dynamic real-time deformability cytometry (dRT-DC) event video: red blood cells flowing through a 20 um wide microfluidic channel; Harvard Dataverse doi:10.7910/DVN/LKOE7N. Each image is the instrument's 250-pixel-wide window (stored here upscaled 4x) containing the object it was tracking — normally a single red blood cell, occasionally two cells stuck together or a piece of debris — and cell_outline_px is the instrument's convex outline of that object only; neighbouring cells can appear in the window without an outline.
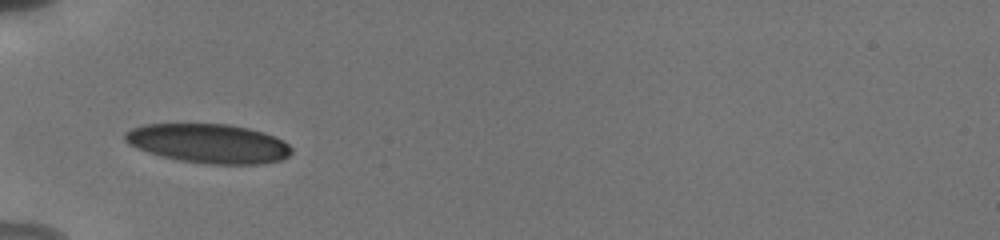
{"species": "human", "species_latin": "Homo sapiens", "temperature_condition": "cold", "stored_images_in_passage": 15, "camera_frame_rate_fps": 3000, "um_per_image_px": 0.085, "donor": {"sex": "male"}, "frame": {"image": 1, "passage_image": 1, "time_ms": 0.0, "image_size_px": [1000, 240], "cell_outline_px": [[292, 152], [288, 156], [280, 160], [260, 164], [208, 164], [180, 160], [148, 152], [136, 148], [124, 140], [124, 132], [132, 128], [144, 124], [228, 124], [248, 128], [264, 132], [284, 140], [292, 148]], "centroid_in_image_um": [17.74, 12.19], "position_along_channel_um": 67.3, "area_um2": 38.03}}
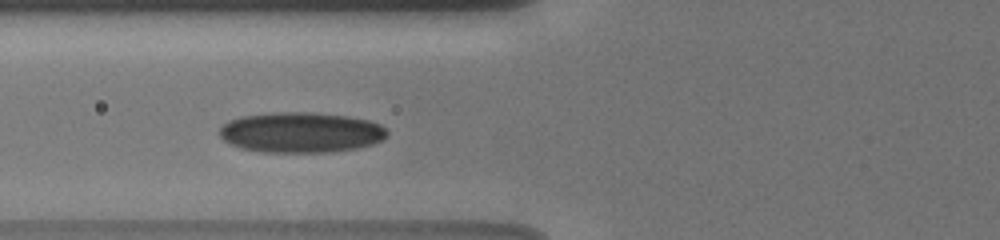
{"frame": {"image": 2, "passage_image": 4, "time_ms": 1.0, "image_size_px": [1000, 240], "cell_outline_px": [[388, 136], [384, 140], [372, 144], [356, 148], [332, 152], [260, 152], [240, 148], [224, 140], [220, 136], [220, 128], [228, 120], [240, 116], [280, 112], [312, 112], [348, 116], [368, 120], [380, 124], [388, 132]], "centroid_in_image_um": [25.59, 11.25], "position_along_channel_um": 100.2, "area_um2": 39.65}}
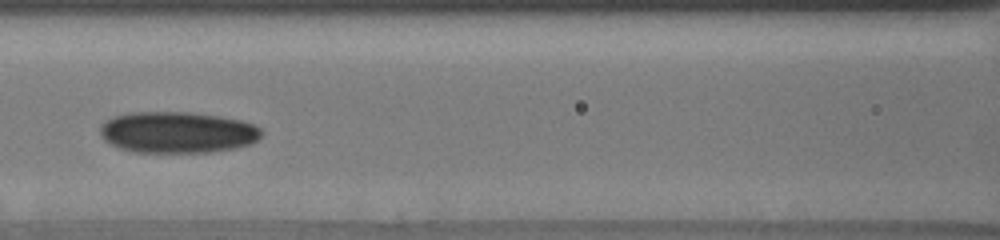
{"frame": {"image": 3, "passage_image": 10, "time_ms": 2.333, "image_size_px": [1000, 240], "cell_outline_px": [[260, 136], [252, 144], [236, 148], [208, 152], [132, 152], [120, 148], [104, 140], [100, 136], [100, 124], [104, 120], [112, 116], [128, 112], [188, 112], [220, 116], [240, 120], [252, 124], [260, 128]], "centroid_in_image_um": [15.03, 11.24], "position_along_channel_um": 151.6, "area_um2": 39.07}}